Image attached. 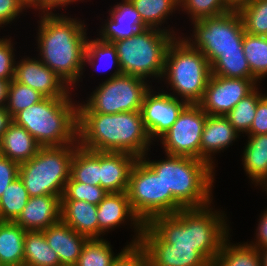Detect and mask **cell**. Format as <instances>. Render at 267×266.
I'll list each match as a JSON object with an SVG mask.
<instances>
[{
    "label": "cell",
    "instance_id": "obj_1",
    "mask_svg": "<svg viewBox=\"0 0 267 266\" xmlns=\"http://www.w3.org/2000/svg\"><path fill=\"white\" fill-rule=\"evenodd\" d=\"M210 206L155 216L147 225L171 247L193 248L212 264L223 242L230 238V228L226 214Z\"/></svg>",
    "mask_w": 267,
    "mask_h": 266
},
{
    "label": "cell",
    "instance_id": "obj_2",
    "mask_svg": "<svg viewBox=\"0 0 267 266\" xmlns=\"http://www.w3.org/2000/svg\"><path fill=\"white\" fill-rule=\"evenodd\" d=\"M40 17L37 35L40 60L73 88L82 78L85 66L88 38L85 24L59 13Z\"/></svg>",
    "mask_w": 267,
    "mask_h": 266
},
{
    "label": "cell",
    "instance_id": "obj_3",
    "mask_svg": "<svg viewBox=\"0 0 267 266\" xmlns=\"http://www.w3.org/2000/svg\"><path fill=\"white\" fill-rule=\"evenodd\" d=\"M77 142L91 151L125 152L137 159L150 151L149 147L153 144L141 111L78 113Z\"/></svg>",
    "mask_w": 267,
    "mask_h": 266
},
{
    "label": "cell",
    "instance_id": "obj_4",
    "mask_svg": "<svg viewBox=\"0 0 267 266\" xmlns=\"http://www.w3.org/2000/svg\"><path fill=\"white\" fill-rule=\"evenodd\" d=\"M141 159L161 177L172 193V214L183 208H201L212 203L214 168L204 160L165 154L163 160Z\"/></svg>",
    "mask_w": 267,
    "mask_h": 266
},
{
    "label": "cell",
    "instance_id": "obj_5",
    "mask_svg": "<svg viewBox=\"0 0 267 266\" xmlns=\"http://www.w3.org/2000/svg\"><path fill=\"white\" fill-rule=\"evenodd\" d=\"M71 97L68 94L66 97L44 98L18 112L13 121L25 128L40 146L78 144V105Z\"/></svg>",
    "mask_w": 267,
    "mask_h": 266
},
{
    "label": "cell",
    "instance_id": "obj_6",
    "mask_svg": "<svg viewBox=\"0 0 267 266\" xmlns=\"http://www.w3.org/2000/svg\"><path fill=\"white\" fill-rule=\"evenodd\" d=\"M211 75L206 56L183 37H175L167 49L162 76L174 92L169 94L176 98L180 96L187 104H198Z\"/></svg>",
    "mask_w": 267,
    "mask_h": 266
},
{
    "label": "cell",
    "instance_id": "obj_7",
    "mask_svg": "<svg viewBox=\"0 0 267 266\" xmlns=\"http://www.w3.org/2000/svg\"><path fill=\"white\" fill-rule=\"evenodd\" d=\"M78 144L40 146L36 155L19 164L18 176L29 197H62L70 178L71 161Z\"/></svg>",
    "mask_w": 267,
    "mask_h": 266
},
{
    "label": "cell",
    "instance_id": "obj_8",
    "mask_svg": "<svg viewBox=\"0 0 267 266\" xmlns=\"http://www.w3.org/2000/svg\"><path fill=\"white\" fill-rule=\"evenodd\" d=\"M175 37L165 30L148 28L142 34L113 42L122 74L161 80L167 49Z\"/></svg>",
    "mask_w": 267,
    "mask_h": 266
},
{
    "label": "cell",
    "instance_id": "obj_9",
    "mask_svg": "<svg viewBox=\"0 0 267 266\" xmlns=\"http://www.w3.org/2000/svg\"><path fill=\"white\" fill-rule=\"evenodd\" d=\"M192 24L194 35L183 38L193 48L200 50L210 65L221 53L243 51L245 30L236 9L219 16L192 21Z\"/></svg>",
    "mask_w": 267,
    "mask_h": 266
},
{
    "label": "cell",
    "instance_id": "obj_10",
    "mask_svg": "<svg viewBox=\"0 0 267 266\" xmlns=\"http://www.w3.org/2000/svg\"><path fill=\"white\" fill-rule=\"evenodd\" d=\"M148 81L127 74L106 79L90 94L87 103H76L78 113L114 114L141 111L145 94L152 88Z\"/></svg>",
    "mask_w": 267,
    "mask_h": 266
},
{
    "label": "cell",
    "instance_id": "obj_11",
    "mask_svg": "<svg viewBox=\"0 0 267 266\" xmlns=\"http://www.w3.org/2000/svg\"><path fill=\"white\" fill-rule=\"evenodd\" d=\"M127 195L133 213L143 224L153 217L172 214V193L141 158L133 164L128 181Z\"/></svg>",
    "mask_w": 267,
    "mask_h": 266
},
{
    "label": "cell",
    "instance_id": "obj_12",
    "mask_svg": "<svg viewBox=\"0 0 267 266\" xmlns=\"http://www.w3.org/2000/svg\"><path fill=\"white\" fill-rule=\"evenodd\" d=\"M207 114L198 104H187L159 140L165 153L200 160V145Z\"/></svg>",
    "mask_w": 267,
    "mask_h": 266
},
{
    "label": "cell",
    "instance_id": "obj_13",
    "mask_svg": "<svg viewBox=\"0 0 267 266\" xmlns=\"http://www.w3.org/2000/svg\"><path fill=\"white\" fill-rule=\"evenodd\" d=\"M258 82L257 79L211 75L198 105L209 116H225L258 86Z\"/></svg>",
    "mask_w": 267,
    "mask_h": 266
},
{
    "label": "cell",
    "instance_id": "obj_14",
    "mask_svg": "<svg viewBox=\"0 0 267 266\" xmlns=\"http://www.w3.org/2000/svg\"><path fill=\"white\" fill-rule=\"evenodd\" d=\"M186 105L185 101L173 97L167 91L156 92L150 89L145 94L141 107L142 120L150 139L156 141L164 135Z\"/></svg>",
    "mask_w": 267,
    "mask_h": 266
},
{
    "label": "cell",
    "instance_id": "obj_15",
    "mask_svg": "<svg viewBox=\"0 0 267 266\" xmlns=\"http://www.w3.org/2000/svg\"><path fill=\"white\" fill-rule=\"evenodd\" d=\"M139 245L146 251L150 266H211L193 248L171 247L147 224L143 225Z\"/></svg>",
    "mask_w": 267,
    "mask_h": 266
},
{
    "label": "cell",
    "instance_id": "obj_16",
    "mask_svg": "<svg viewBox=\"0 0 267 266\" xmlns=\"http://www.w3.org/2000/svg\"><path fill=\"white\" fill-rule=\"evenodd\" d=\"M38 59L24 56V59L15 62L14 79L38 91L45 98H60L71 94L72 88Z\"/></svg>",
    "mask_w": 267,
    "mask_h": 266
},
{
    "label": "cell",
    "instance_id": "obj_17",
    "mask_svg": "<svg viewBox=\"0 0 267 266\" xmlns=\"http://www.w3.org/2000/svg\"><path fill=\"white\" fill-rule=\"evenodd\" d=\"M96 216L99 224V238L108 230H114V228L129 220L135 232V235H133L135 238L129 245H138L140 243L144 224L133 213L127 192L108 193L97 205Z\"/></svg>",
    "mask_w": 267,
    "mask_h": 266
},
{
    "label": "cell",
    "instance_id": "obj_18",
    "mask_svg": "<svg viewBox=\"0 0 267 266\" xmlns=\"http://www.w3.org/2000/svg\"><path fill=\"white\" fill-rule=\"evenodd\" d=\"M109 18L99 31V40L113 43L142 34L147 27L130 0H122L109 9Z\"/></svg>",
    "mask_w": 267,
    "mask_h": 266
},
{
    "label": "cell",
    "instance_id": "obj_19",
    "mask_svg": "<svg viewBox=\"0 0 267 266\" xmlns=\"http://www.w3.org/2000/svg\"><path fill=\"white\" fill-rule=\"evenodd\" d=\"M61 220V198L54 195L30 197L15 221L26 231H43Z\"/></svg>",
    "mask_w": 267,
    "mask_h": 266
},
{
    "label": "cell",
    "instance_id": "obj_20",
    "mask_svg": "<svg viewBox=\"0 0 267 266\" xmlns=\"http://www.w3.org/2000/svg\"><path fill=\"white\" fill-rule=\"evenodd\" d=\"M236 138H239V133L226 116L207 115L201 136L200 160H204L215 169L213 154L228 148Z\"/></svg>",
    "mask_w": 267,
    "mask_h": 266
},
{
    "label": "cell",
    "instance_id": "obj_21",
    "mask_svg": "<svg viewBox=\"0 0 267 266\" xmlns=\"http://www.w3.org/2000/svg\"><path fill=\"white\" fill-rule=\"evenodd\" d=\"M136 160L125 152H100V186L108 193L126 192Z\"/></svg>",
    "mask_w": 267,
    "mask_h": 266
},
{
    "label": "cell",
    "instance_id": "obj_22",
    "mask_svg": "<svg viewBox=\"0 0 267 266\" xmlns=\"http://www.w3.org/2000/svg\"><path fill=\"white\" fill-rule=\"evenodd\" d=\"M49 246L62 266H75L88 237L77 233L62 220L43 230Z\"/></svg>",
    "mask_w": 267,
    "mask_h": 266
},
{
    "label": "cell",
    "instance_id": "obj_23",
    "mask_svg": "<svg viewBox=\"0 0 267 266\" xmlns=\"http://www.w3.org/2000/svg\"><path fill=\"white\" fill-rule=\"evenodd\" d=\"M97 205L86 201L61 200V220L89 239L99 238Z\"/></svg>",
    "mask_w": 267,
    "mask_h": 266
},
{
    "label": "cell",
    "instance_id": "obj_24",
    "mask_svg": "<svg viewBox=\"0 0 267 266\" xmlns=\"http://www.w3.org/2000/svg\"><path fill=\"white\" fill-rule=\"evenodd\" d=\"M39 147L33 136L14 121L0 139V155L18 164L34 157Z\"/></svg>",
    "mask_w": 267,
    "mask_h": 266
},
{
    "label": "cell",
    "instance_id": "obj_25",
    "mask_svg": "<svg viewBox=\"0 0 267 266\" xmlns=\"http://www.w3.org/2000/svg\"><path fill=\"white\" fill-rule=\"evenodd\" d=\"M26 230L16 222L0 221V263L23 266Z\"/></svg>",
    "mask_w": 267,
    "mask_h": 266
},
{
    "label": "cell",
    "instance_id": "obj_26",
    "mask_svg": "<svg viewBox=\"0 0 267 266\" xmlns=\"http://www.w3.org/2000/svg\"><path fill=\"white\" fill-rule=\"evenodd\" d=\"M243 152V168L255 185L267 178V134L248 135Z\"/></svg>",
    "mask_w": 267,
    "mask_h": 266
},
{
    "label": "cell",
    "instance_id": "obj_27",
    "mask_svg": "<svg viewBox=\"0 0 267 266\" xmlns=\"http://www.w3.org/2000/svg\"><path fill=\"white\" fill-rule=\"evenodd\" d=\"M23 266H62L43 231H26Z\"/></svg>",
    "mask_w": 267,
    "mask_h": 266
},
{
    "label": "cell",
    "instance_id": "obj_28",
    "mask_svg": "<svg viewBox=\"0 0 267 266\" xmlns=\"http://www.w3.org/2000/svg\"><path fill=\"white\" fill-rule=\"evenodd\" d=\"M134 5L142 22L149 28H157L165 30L174 35V30L161 28L162 24L166 22L168 17L175 13L179 8V0H130ZM160 26V27H159Z\"/></svg>",
    "mask_w": 267,
    "mask_h": 266
},
{
    "label": "cell",
    "instance_id": "obj_29",
    "mask_svg": "<svg viewBox=\"0 0 267 266\" xmlns=\"http://www.w3.org/2000/svg\"><path fill=\"white\" fill-rule=\"evenodd\" d=\"M70 177L80 183L100 186V152L78 146L71 161Z\"/></svg>",
    "mask_w": 267,
    "mask_h": 266
},
{
    "label": "cell",
    "instance_id": "obj_30",
    "mask_svg": "<svg viewBox=\"0 0 267 266\" xmlns=\"http://www.w3.org/2000/svg\"><path fill=\"white\" fill-rule=\"evenodd\" d=\"M236 244L227 238L211 266H262L259 249L248 242Z\"/></svg>",
    "mask_w": 267,
    "mask_h": 266
},
{
    "label": "cell",
    "instance_id": "obj_31",
    "mask_svg": "<svg viewBox=\"0 0 267 266\" xmlns=\"http://www.w3.org/2000/svg\"><path fill=\"white\" fill-rule=\"evenodd\" d=\"M126 245L116 254L108 241L101 238H91L85 243L75 266H113L117 258L129 247Z\"/></svg>",
    "mask_w": 267,
    "mask_h": 266
},
{
    "label": "cell",
    "instance_id": "obj_32",
    "mask_svg": "<svg viewBox=\"0 0 267 266\" xmlns=\"http://www.w3.org/2000/svg\"><path fill=\"white\" fill-rule=\"evenodd\" d=\"M29 198L27 189L18 176L8 185L0 197V221L15 222Z\"/></svg>",
    "mask_w": 267,
    "mask_h": 266
},
{
    "label": "cell",
    "instance_id": "obj_33",
    "mask_svg": "<svg viewBox=\"0 0 267 266\" xmlns=\"http://www.w3.org/2000/svg\"><path fill=\"white\" fill-rule=\"evenodd\" d=\"M243 52L251 74L258 81H262V78L267 75V36L252 35L245 32Z\"/></svg>",
    "mask_w": 267,
    "mask_h": 266
},
{
    "label": "cell",
    "instance_id": "obj_34",
    "mask_svg": "<svg viewBox=\"0 0 267 266\" xmlns=\"http://www.w3.org/2000/svg\"><path fill=\"white\" fill-rule=\"evenodd\" d=\"M103 60H104V63H103L104 66L108 62L106 64L107 70L110 69L112 66L116 68V69L114 68V73H112L111 76L108 77L107 79L113 78V77H116L122 74V70L119 64V59L117 56V51L113 43L104 42V41L99 40L98 38L91 39V40L87 38L86 52L84 56V65H86V63L90 64V66H92L93 69H95L97 67V63L103 62ZM103 64H102V67H103ZM101 68L99 69L101 70ZM95 70H98V69L96 68Z\"/></svg>",
    "mask_w": 267,
    "mask_h": 266
},
{
    "label": "cell",
    "instance_id": "obj_35",
    "mask_svg": "<svg viewBox=\"0 0 267 266\" xmlns=\"http://www.w3.org/2000/svg\"><path fill=\"white\" fill-rule=\"evenodd\" d=\"M211 73L225 78L256 79L243 51L221 53L211 64Z\"/></svg>",
    "mask_w": 267,
    "mask_h": 266
},
{
    "label": "cell",
    "instance_id": "obj_36",
    "mask_svg": "<svg viewBox=\"0 0 267 266\" xmlns=\"http://www.w3.org/2000/svg\"><path fill=\"white\" fill-rule=\"evenodd\" d=\"M258 87H256L250 94L242 98L236 106L225 115L230 124L240 134L246 133V136L250 130V127L255 118L258 101L265 95L259 93Z\"/></svg>",
    "mask_w": 267,
    "mask_h": 266
},
{
    "label": "cell",
    "instance_id": "obj_37",
    "mask_svg": "<svg viewBox=\"0 0 267 266\" xmlns=\"http://www.w3.org/2000/svg\"><path fill=\"white\" fill-rule=\"evenodd\" d=\"M236 10L241 16L245 32L267 36V0H250Z\"/></svg>",
    "mask_w": 267,
    "mask_h": 266
},
{
    "label": "cell",
    "instance_id": "obj_38",
    "mask_svg": "<svg viewBox=\"0 0 267 266\" xmlns=\"http://www.w3.org/2000/svg\"><path fill=\"white\" fill-rule=\"evenodd\" d=\"M44 98L45 97L38 91L13 79L9 85L8 99L5 108L8 113L14 117L21 110L39 103Z\"/></svg>",
    "mask_w": 267,
    "mask_h": 266
},
{
    "label": "cell",
    "instance_id": "obj_39",
    "mask_svg": "<svg viewBox=\"0 0 267 266\" xmlns=\"http://www.w3.org/2000/svg\"><path fill=\"white\" fill-rule=\"evenodd\" d=\"M179 8L185 10L192 21L234 10L227 0H179Z\"/></svg>",
    "mask_w": 267,
    "mask_h": 266
},
{
    "label": "cell",
    "instance_id": "obj_40",
    "mask_svg": "<svg viewBox=\"0 0 267 266\" xmlns=\"http://www.w3.org/2000/svg\"><path fill=\"white\" fill-rule=\"evenodd\" d=\"M108 194L101 186L74 181L71 177L66 182L61 200H78L98 205Z\"/></svg>",
    "mask_w": 267,
    "mask_h": 266
},
{
    "label": "cell",
    "instance_id": "obj_41",
    "mask_svg": "<svg viewBox=\"0 0 267 266\" xmlns=\"http://www.w3.org/2000/svg\"><path fill=\"white\" fill-rule=\"evenodd\" d=\"M10 38H0V79L4 80H13L15 77V49Z\"/></svg>",
    "mask_w": 267,
    "mask_h": 266
},
{
    "label": "cell",
    "instance_id": "obj_42",
    "mask_svg": "<svg viewBox=\"0 0 267 266\" xmlns=\"http://www.w3.org/2000/svg\"><path fill=\"white\" fill-rule=\"evenodd\" d=\"M113 266H150L146 251L138 244L129 246Z\"/></svg>",
    "mask_w": 267,
    "mask_h": 266
},
{
    "label": "cell",
    "instance_id": "obj_43",
    "mask_svg": "<svg viewBox=\"0 0 267 266\" xmlns=\"http://www.w3.org/2000/svg\"><path fill=\"white\" fill-rule=\"evenodd\" d=\"M26 8H29L27 0H0V27L15 21Z\"/></svg>",
    "mask_w": 267,
    "mask_h": 266
},
{
    "label": "cell",
    "instance_id": "obj_44",
    "mask_svg": "<svg viewBox=\"0 0 267 266\" xmlns=\"http://www.w3.org/2000/svg\"><path fill=\"white\" fill-rule=\"evenodd\" d=\"M19 164L0 155V197L8 185L18 177Z\"/></svg>",
    "mask_w": 267,
    "mask_h": 266
},
{
    "label": "cell",
    "instance_id": "obj_45",
    "mask_svg": "<svg viewBox=\"0 0 267 266\" xmlns=\"http://www.w3.org/2000/svg\"><path fill=\"white\" fill-rule=\"evenodd\" d=\"M267 134V94L257 104L255 118L247 135Z\"/></svg>",
    "mask_w": 267,
    "mask_h": 266
},
{
    "label": "cell",
    "instance_id": "obj_46",
    "mask_svg": "<svg viewBox=\"0 0 267 266\" xmlns=\"http://www.w3.org/2000/svg\"><path fill=\"white\" fill-rule=\"evenodd\" d=\"M77 1L82 0H31L29 2V8H33L35 11L38 9L42 12L41 14H52L55 8L59 6L62 8L64 6H68V4L70 5L72 2L74 3Z\"/></svg>",
    "mask_w": 267,
    "mask_h": 266
},
{
    "label": "cell",
    "instance_id": "obj_47",
    "mask_svg": "<svg viewBox=\"0 0 267 266\" xmlns=\"http://www.w3.org/2000/svg\"><path fill=\"white\" fill-rule=\"evenodd\" d=\"M258 227L256 229V241H251L250 246L256 247L257 249L267 248V209L264 210L263 214L261 213Z\"/></svg>",
    "mask_w": 267,
    "mask_h": 266
},
{
    "label": "cell",
    "instance_id": "obj_48",
    "mask_svg": "<svg viewBox=\"0 0 267 266\" xmlns=\"http://www.w3.org/2000/svg\"><path fill=\"white\" fill-rule=\"evenodd\" d=\"M12 122L13 117L8 113L6 108L0 107V139Z\"/></svg>",
    "mask_w": 267,
    "mask_h": 266
},
{
    "label": "cell",
    "instance_id": "obj_49",
    "mask_svg": "<svg viewBox=\"0 0 267 266\" xmlns=\"http://www.w3.org/2000/svg\"><path fill=\"white\" fill-rule=\"evenodd\" d=\"M11 80L0 79V107H6Z\"/></svg>",
    "mask_w": 267,
    "mask_h": 266
},
{
    "label": "cell",
    "instance_id": "obj_50",
    "mask_svg": "<svg viewBox=\"0 0 267 266\" xmlns=\"http://www.w3.org/2000/svg\"><path fill=\"white\" fill-rule=\"evenodd\" d=\"M227 1L234 9H237L239 6L249 2L250 0H227Z\"/></svg>",
    "mask_w": 267,
    "mask_h": 266
},
{
    "label": "cell",
    "instance_id": "obj_51",
    "mask_svg": "<svg viewBox=\"0 0 267 266\" xmlns=\"http://www.w3.org/2000/svg\"><path fill=\"white\" fill-rule=\"evenodd\" d=\"M262 266H267V248L259 249Z\"/></svg>",
    "mask_w": 267,
    "mask_h": 266
},
{
    "label": "cell",
    "instance_id": "obj_52",
    "mask_svg": "<svg viewBox=\"0 0 267 266\" xmlns=\"http://www.w3.org/2000/svg\"><path fill=\"white\" fill-rule=\"evenodd\" d=\"M260 186H261V188L263 187L262 189H264V190L266 189L265 191L267 193V178L263 181V183Z\"/></svg>",
    "mask_w": 267,
    "mask_h": 266
}]
</instances>
